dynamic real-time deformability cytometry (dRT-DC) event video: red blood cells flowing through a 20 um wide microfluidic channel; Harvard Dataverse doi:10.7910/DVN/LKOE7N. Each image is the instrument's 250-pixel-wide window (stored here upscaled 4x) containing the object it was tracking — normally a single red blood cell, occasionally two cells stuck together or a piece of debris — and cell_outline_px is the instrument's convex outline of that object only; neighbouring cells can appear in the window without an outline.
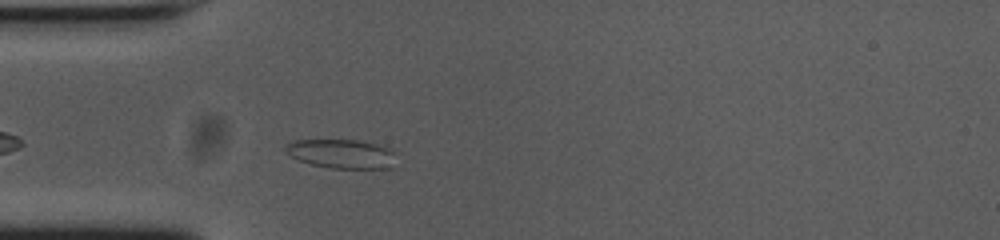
{"species": "common noctule bat (a hibernating species)", "species_latin": "Nyctalus noctula", "temperature_condition": "cold", "stored_images_in_passage": 45, "camera_frame_rate_fps": 3000, "um_per_image_px": 0.085, "animal": {"sex": "female", "body_mass_g": 23.0, "forearm_length_mm": 53.4}, "frame": {"image": 1, "passage_image": 5, "time_ms": 1.333, "image_size_px": [1000, 240], "cell_outline_px": [[392, 168], [332, 168], [312, 164], [300, 160], [292, 156], [284, 148], [292, 140], [356, 140], [376, 144], [392, 152]], "centroid_in_image_um": [28.98, 13.07], "position_along_channel_um": 56.0, "area_um2": 18.09}}
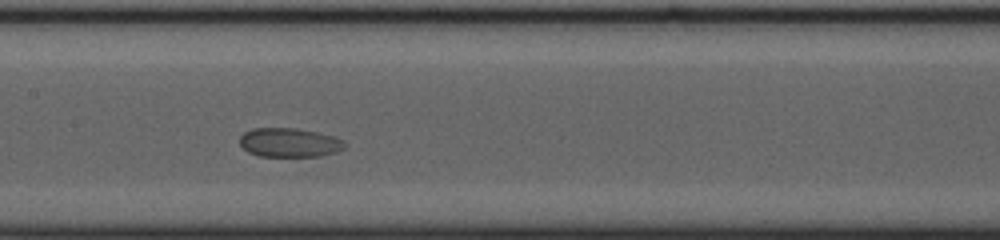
{"frame": {"image": 2, "passage_image": 16, "time_ms": 5.0, "image_size_px": [1000, 240], "cell_outline_px": [[344, 148], [336, 152], [320, 156], [260, 156], [248, 152], [240, 144], [240, 136], [244, 132], [252, 128], [296, 128], [316, 132], [332, 136], [344, 140]], "centroid_in_image_um": [24.58, 12.11], "position_along_channel_um": 182.8, "area_um2": 17.69}}
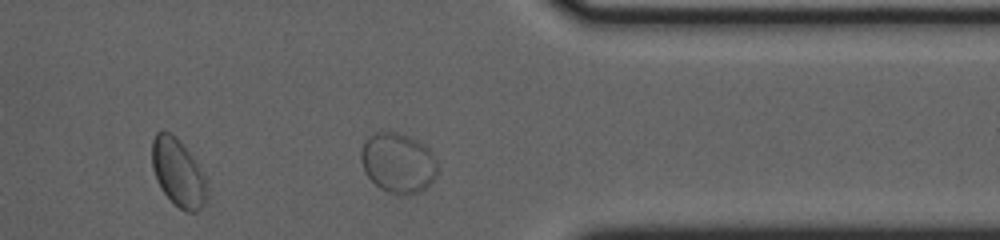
{"frame": {"image": 3, "passage_image": 33, "time_ms": 10.667, "image_size_px": [1000, 240], "cell_outline_px": [[436, 176], [420, 192], [408, 196], [404, 196], [388, 192], [380, 188], [364, 172], [360, 160], [360, 152], [364, 140], [368, 136], [376, 132], [396, 132], [408, 136], [416, 140], [428, 148], [432, 152], [436, 160]], "centroid_in_image_um": [33.8, 13.85], "position_along_channel_um": 377.6, "area_um2": 26.82}}